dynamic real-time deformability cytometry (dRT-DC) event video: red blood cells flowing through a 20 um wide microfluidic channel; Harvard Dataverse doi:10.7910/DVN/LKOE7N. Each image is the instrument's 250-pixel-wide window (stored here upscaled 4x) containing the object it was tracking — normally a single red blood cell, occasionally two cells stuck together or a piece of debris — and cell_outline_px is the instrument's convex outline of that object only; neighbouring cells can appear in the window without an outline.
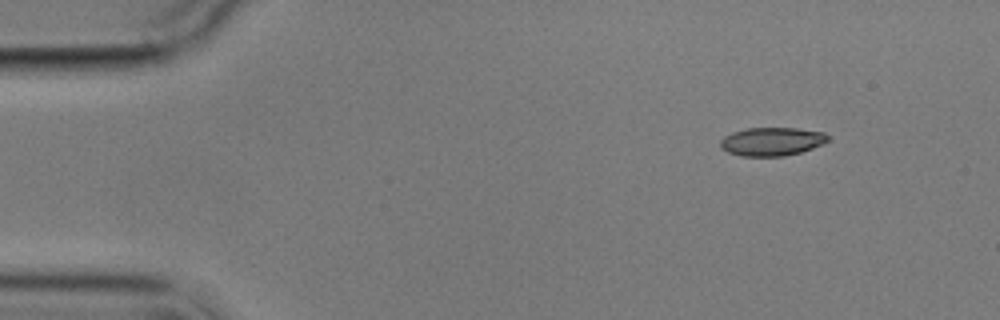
{"species": "common noctule bat (a hibernating species)", "species_latin": "Nyctalus noctula", "temperature_condition": "cold", "stored_images_in_passage": 4, "camera_frame_rate_fps": 3000, "um_per_image_px": 0.085, "animal": {"sex": "male", "body_mass_g": 17.9}, "frame": {"image": 1, "passage_image": 1, "time_ms": 0.0, "image_size_px": [1000, 320], "cell_outline_px": [[828, 140], [824, 144], [800, 152], [784, 156], [740, 156], [728, 152], [720, 148], [720, 140], [724, 136], [732, 132], [748, 128], [796, 128], [824, 132], [828, 136]], "centroid_in_image_um": [65.59, 12.03], "position_along_channel_um": 19.4, "area_um2": 17.86}}
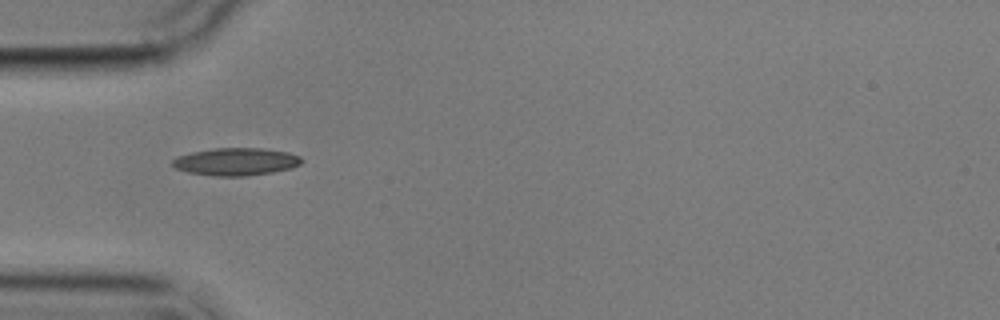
{"frame": {"image": 2, "passage_image": 4, "time_ms": 3.667, "image_size_px": [1000, 320], "cell_outline_px": [[304, 160], [300, 164], [292, 168], [272, 172], [244, 176], [212, 176], [188, 172], [176, 168], [172, 164], [172, 160], [176, 156], [192, 152], [216, 148], [260, 148], [288, 152], [300, 156]], "centroid_in_image_um": [20.06, 13.74], "position_along_channel_um": 64.9, "area_um2": 20.75}}